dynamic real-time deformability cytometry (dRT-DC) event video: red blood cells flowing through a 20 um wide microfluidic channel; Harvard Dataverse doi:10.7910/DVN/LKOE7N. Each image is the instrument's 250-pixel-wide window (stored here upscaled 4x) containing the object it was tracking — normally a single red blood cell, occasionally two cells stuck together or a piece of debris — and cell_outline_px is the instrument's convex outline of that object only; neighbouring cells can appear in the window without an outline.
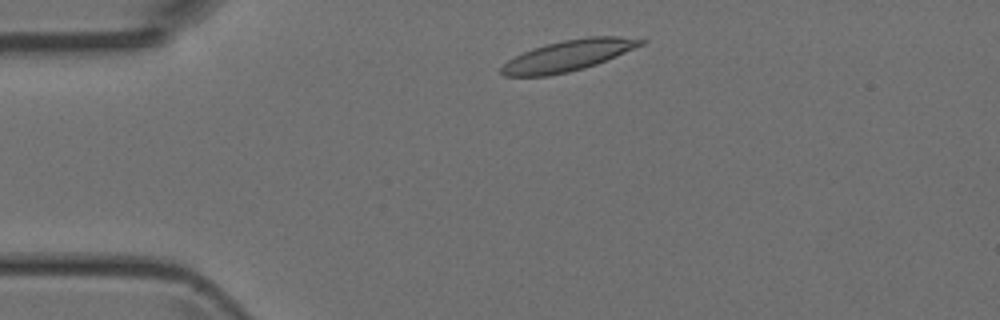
{"species": "Egyptian fruit bat (a non-hibernating species)", "species_latin": "Rousettus aegyptiacus", "temperature_condition": "room temperature", "stored_images_in_passage": 41, "camera_frame_rate_fps": 3000, "um_per_image_px": 0.085, "animal": {"sex": "female"}, "frame": {"image": 1, "passage_image": 3, "time_ms": 0.667, "image_size_px": [1000, 320], "cell_outline_px": [[648, 40], [644, 44], [616, 56], [596, 64], [584, 68], [568, 72], [548, 76], [504, 76], [500, 72], [500, 68], [508, 60], [532, 48], [564, 40], [588, 36], [620, 36]], "centroid_in_image_um": [48.31, 4.72], "position_along_channel_um": 36.7, "area_um2": 24.97}}
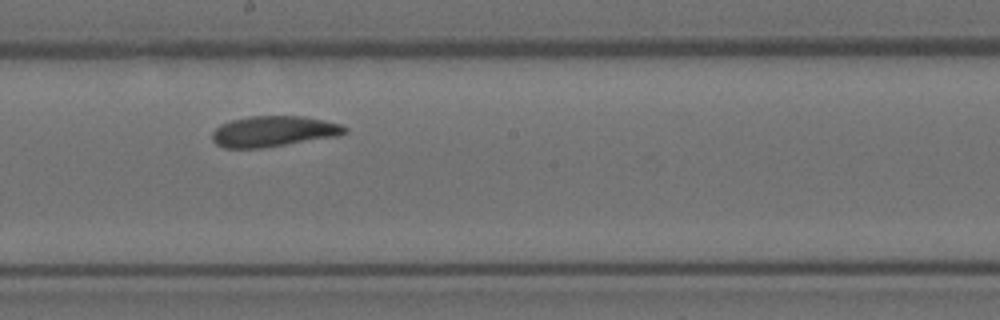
{"frame": {"image": 2, "passage_image": 19, "time_ms": 6.0, "image_size_px": [1000, 320], "cell_outline_px": [[348, 132], [340, 136], [260, 148], [224, 148], [216, 144], [212, 140], [212, 132], [220, 124], [232, 120], [248, 116], [304, 116], [324, 120], [340, 124], [348, 128]], "centroid_in_image_um": [23.26, 11.16], "position_along_channel_um": 224.9, "area_um2": 23.87}}
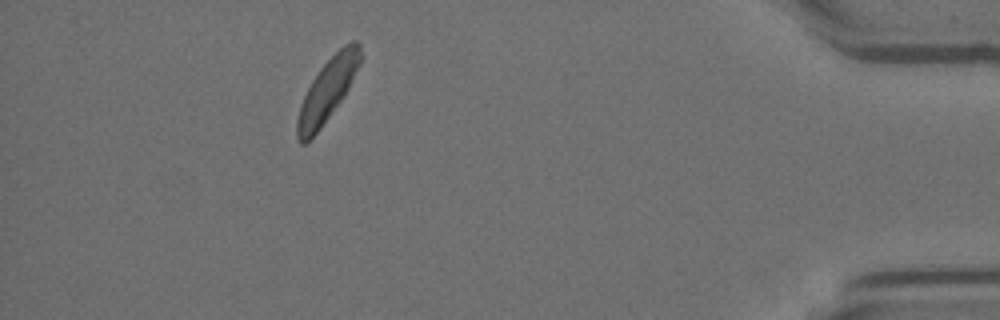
{"frame": {"image": 3, "passage_image": 36, "time_ms": 11.667, "image_size_px": [1000, 320], "cell_outline_px": [[364, 56], [344, 96], [320, 128], [304, 144], [300, 144], [296, 140], [296, 120], [300, 104], [312, 80], [320, 68], [344, 44], [352, 40], [356, 40], [360, 44]], "centroid_in_image_um": [27.84, 7.64], "position_along_channel_um": 407.4, "area_um2": 22.95}}